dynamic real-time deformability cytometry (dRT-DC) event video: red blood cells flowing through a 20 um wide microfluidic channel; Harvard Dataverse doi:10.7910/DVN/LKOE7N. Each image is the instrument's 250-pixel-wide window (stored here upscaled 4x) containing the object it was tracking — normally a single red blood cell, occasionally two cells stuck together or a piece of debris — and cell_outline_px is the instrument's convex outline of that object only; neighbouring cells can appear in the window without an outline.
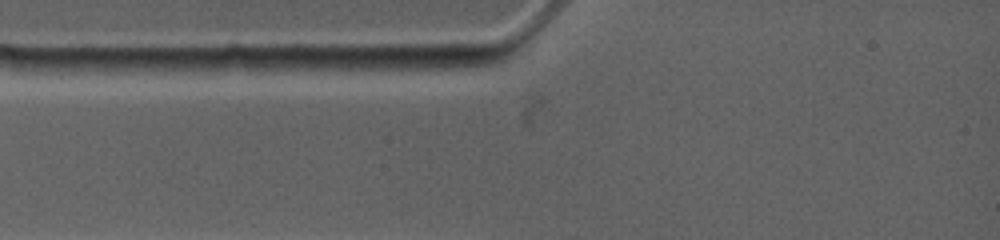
{"species": "common noctule bat (a hibernating species)", "species_latin": "Nyctalus noctula", "temperature_condition": "warm", "stored_images_in_passage": 1, "camera_frame_rate_fps": 4500, "um_per_image_px": 0.085, "animal": {"sex": "female", "body_mass_g": 19.0, "forearm_length_mm": 53.3}, "frame": {"image": 1, "passage_image": 1, "time_ms": 0.0, "image_size_px": [1000, 240], "cell_outline_px": [[244, 68], [220, 76], [172, 76], [152, 68], [136, 60], [228, 56], [244, 56]], "centroid_in_image_um": [16.75, 5.59], "position_along_channel_um": 68.2, "area_um2": 11.62}}